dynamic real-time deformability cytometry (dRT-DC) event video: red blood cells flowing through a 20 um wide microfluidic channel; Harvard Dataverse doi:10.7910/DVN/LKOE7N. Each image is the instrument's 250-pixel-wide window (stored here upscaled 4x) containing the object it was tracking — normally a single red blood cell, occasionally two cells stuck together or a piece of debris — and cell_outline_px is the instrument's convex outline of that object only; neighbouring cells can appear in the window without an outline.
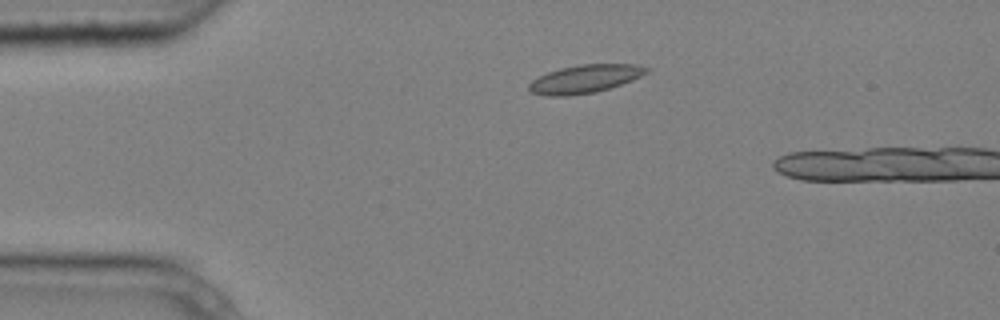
{"species": "common noctule bat (a hibernating species)", "species_latin": "Nyctalus noctula", "temperature_condition": "cold", "stored_images_in_passage": 2, "camera_frame_rate_fps": 3000, "um_per_image_px": 0.085, "animal": {"sex": "male", "body_mass_g": 20.4}, "frame": {"image": 1, "passage_image": 1, "time_ms": 0.0, "image_size_px": [1000, 320], "cell_outline_px": [[652, 68], [648, 72], [632, 80], [596, 92], [568, 96], [544, 96], [532, 92], [528, 88], [528, 84], [532, 80], [548, 72], [560, 68], [580, 64], [636, 64]], "centroid_in_image_um": [49.72, 6.7], "position_along_channel_um": 35.3, "area_um2": 19.31}}